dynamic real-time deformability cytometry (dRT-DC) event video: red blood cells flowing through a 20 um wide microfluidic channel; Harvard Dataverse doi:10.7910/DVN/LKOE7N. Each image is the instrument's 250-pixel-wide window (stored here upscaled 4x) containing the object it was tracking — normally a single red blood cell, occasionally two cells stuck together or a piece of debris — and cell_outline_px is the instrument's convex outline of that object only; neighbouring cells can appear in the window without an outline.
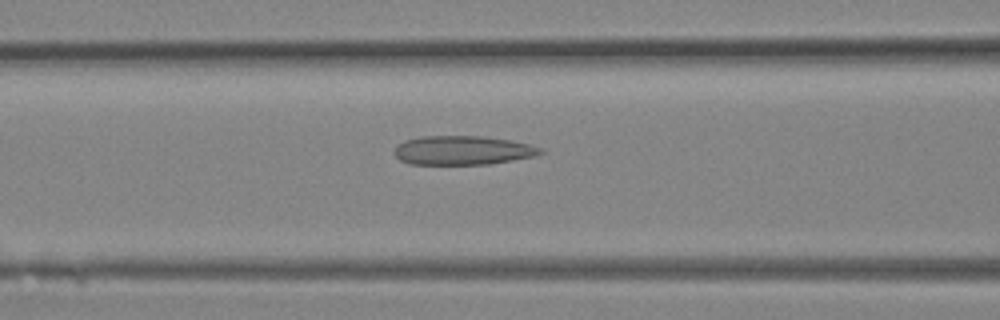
{"species": "Egyptian fruit bat (a non-hibernating species)", "species_latin": "Rousettus aegyptiacus", "temperature_condition": "room temperature", "stored_images_in_passage": 16, "camera_frame_rate_fps": 3000, "um_per_image_px": 0.085, "animal": {"sex": "female"}, "frame": {"image": 1, "passage_image": 12, "time_ms": 3.667, "image_size_px": [1000, 320], "cell_outline_px": [[544, 152], [536, 156], [488, 164], [408, 164], [400, 160], [392, 152], [404, 140], [420, 136], [480, 136], [508, 140], [528, 144], [544, 148]], "centroid_in_image_um": [39.32, 12.78], "position_along_channel_um": 127.3, "area_um2": 24.68}}
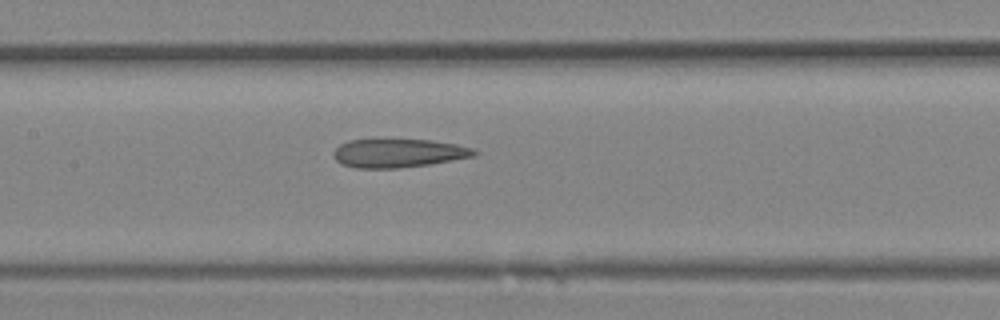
{"frame": {"image": 2, "passage_image": 14, "time_ms": 4.333, "image_size_px": [1000, 320], "cell_outline_px": [[480, 152], [476, 156], [428, 164], [400, 168], [356, 168], [340, 164], [336, 160], [332, 152], [340, 144], [348, 140], [432, 140], [456, 144], [472, 148]], "centroid_in_image_um": [33.86, 13.02], "position_along_channel_um": 173.5, "area_um2": 23.41}}
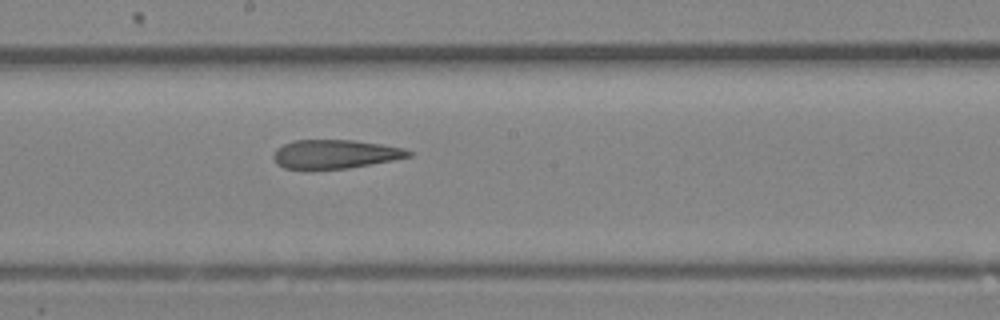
{"frame": {"image": 3, "passage_image": 16, "time_ms": 5.0, "image_size_px": [1000, 320], "cell_outline_px": [[412, 156], [392, 160], [348, 168], [308, 172], [284, 168], [276, 164], [272, 156], [276, 148], [292, 140], [352, 140], [380, 144], [404, 148], [412, 152]], "centroid_in_image_um": [28.39, 13.14], "position_along_channel_um": 219.8, "area_um2": 23.35}}